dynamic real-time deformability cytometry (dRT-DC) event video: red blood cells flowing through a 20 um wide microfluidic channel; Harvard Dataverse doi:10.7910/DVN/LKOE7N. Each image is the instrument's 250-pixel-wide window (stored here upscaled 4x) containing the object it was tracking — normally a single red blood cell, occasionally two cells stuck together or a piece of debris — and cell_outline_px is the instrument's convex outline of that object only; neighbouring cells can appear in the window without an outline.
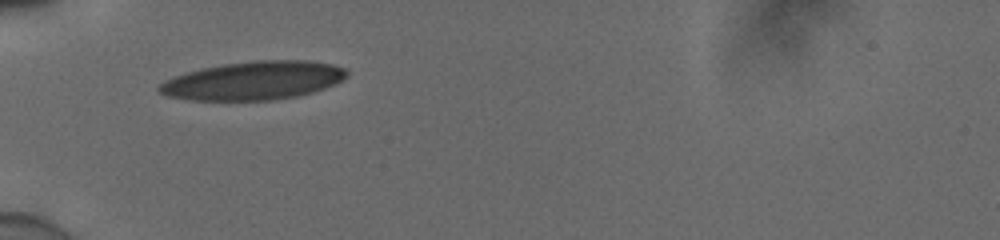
{"species": "human", "species_latin": "Homo sapiens", "temperature_condition": "cold", "stored_images_in_passage": 14, "camera_frame_rate_fps": 3000, "um_per_image_px": 0.085, "donor": {"sex": "male"}, "frame": {"image": 1, "passage_image": 1, "time_ms": 0.0, "image_size_px": [1000, 240], "cell_outline_px": [[348, 72], [340, 80], [324, 88], [312, 92], [296, 96], [272, 100], [192, 100], [168, 96], [160, 92], [156, 88], [164, 80], [200, 68], [224, 64], [256, 60], [308, 60], [332, 64], [344, 68]], "centroid_in_image_um": [21.51, 6.84], "position_along_channel_um": 63.5, "area_um2": 41.67}}
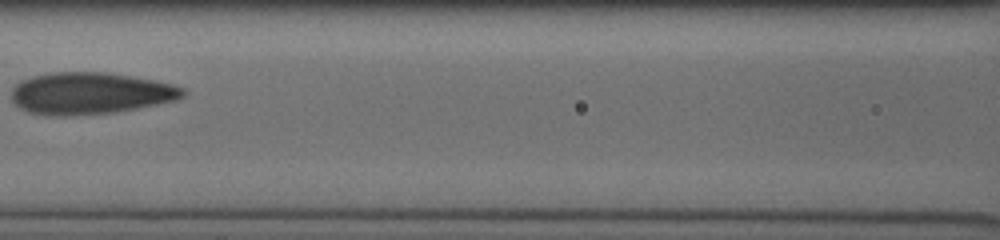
{"frame": {"image": 2, "passage_image": 7, "time_ms": 2.0, "image_size_px": [1000, 240], "cell_outline_px": [[184, 96], [176, 100], [136, 108], [112, 112], [64, 116], [56, 116], [28, 112], [20, 108], [12, 100], [12, 88], [20, 80], [32, 76], [52, 72], [104, 72], [156, 80], [172, 84], [184, 88]], "centroid_in_image_um": [7.64, 7.92], "position_along_channel_um": 159.0, "area_um2": 41.62}}
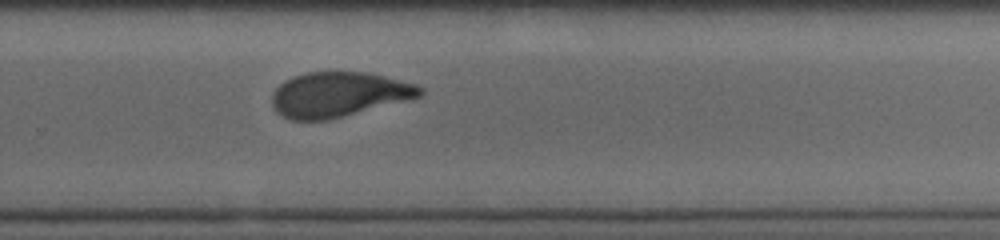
{"frame": {"image": 3, "passage_image": 14, "time_ms": 4.333, "image_size_px": [1000, 240], "cell_outline_px": [[424, 92], [420, 96], [324, 120], [292, 120], [276, 112], [272, 104], [272, 92], [284, 80], [292, 76], [304, 72], [372, 72], [416, 84], [424, 88]], "centroid_in_image_um": [28.75, 8.0], "position_along_channel_um": 301.1, "area_um2": 38.38}}